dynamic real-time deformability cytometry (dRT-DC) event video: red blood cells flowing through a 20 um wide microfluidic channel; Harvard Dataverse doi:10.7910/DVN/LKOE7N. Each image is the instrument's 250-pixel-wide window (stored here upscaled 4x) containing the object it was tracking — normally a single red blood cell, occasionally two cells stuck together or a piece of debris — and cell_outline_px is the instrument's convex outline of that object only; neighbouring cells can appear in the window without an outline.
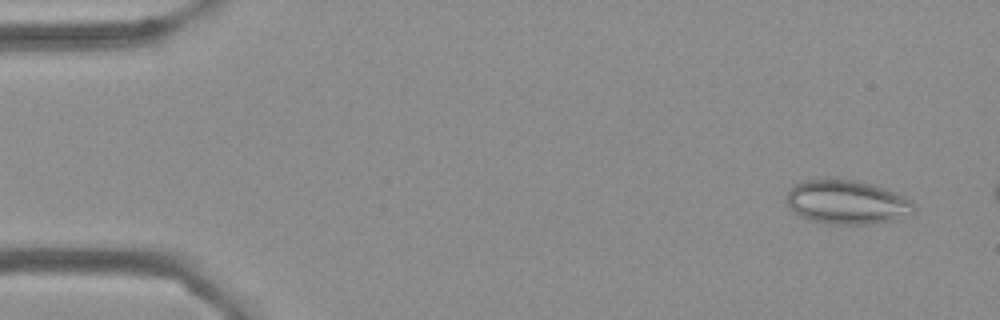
{"species": "Egyptian fruit bat (a non-hibernating species)", "species_latin": "Rousettus aegyptiacus", "temperature_condition": "cold", "stored_images_in_passage": 3, "camera_frame_rate_fps": 3000, "um_per_image_px": 0.085, "frame": {"image": 1, "passage_image": 1, "time_ms": 0.0, "image_size_px": [1000, 320], "cell_outline_px": [[916, 212], [912, 216], [872, 224], [828, 224], [808, 220], [792, 212], [788, 208], [784, 200], [788, 188], [804, 180], [856, 180], [872, 184], [896, 192], [912, 200], [916, 208]], "centroid_in_image_um": [71.99, 17.21], "position_along_channel_um": 13.0, "area_um2": 33.29}}